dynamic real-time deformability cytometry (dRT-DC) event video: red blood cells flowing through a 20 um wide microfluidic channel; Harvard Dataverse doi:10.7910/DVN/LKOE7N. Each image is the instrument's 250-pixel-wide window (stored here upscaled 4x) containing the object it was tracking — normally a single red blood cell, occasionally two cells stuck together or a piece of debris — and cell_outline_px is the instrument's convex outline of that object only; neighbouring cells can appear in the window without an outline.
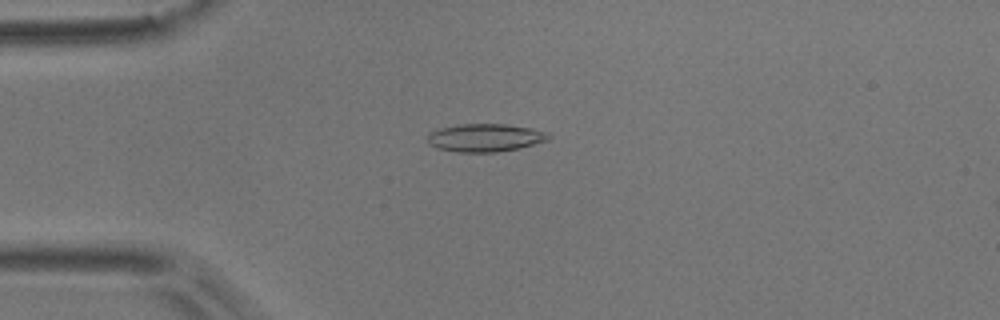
{"species": "common noctule bat (a hibernating species)", "species_latin": "Nyctalus noctula", "temperature_condition": "room temperature", "stored_images_in_passage": 5, "camera_frame_rate_fps": 3000, "um_per_image_px": 0.085, "animal": {"sex": "male", "body_mass_g": 17.9}, "frame": {"image": 1, "passage_image": 4, "time_ms": 1.0, "image_size_px": [1000, 320], "cell_outline_px": [[552, 136], [548, 140], [520, 148], [496, 152], [456, 152], [436, 148], [428, 144], [428, 132], [440, 128], [460, 124], [508, 124], [532, 128], [548, 132]], "centroid_in_image_um": [41.24, 11.7], "position_along_channel_um": 43.8, "area_um2": 19.94}}